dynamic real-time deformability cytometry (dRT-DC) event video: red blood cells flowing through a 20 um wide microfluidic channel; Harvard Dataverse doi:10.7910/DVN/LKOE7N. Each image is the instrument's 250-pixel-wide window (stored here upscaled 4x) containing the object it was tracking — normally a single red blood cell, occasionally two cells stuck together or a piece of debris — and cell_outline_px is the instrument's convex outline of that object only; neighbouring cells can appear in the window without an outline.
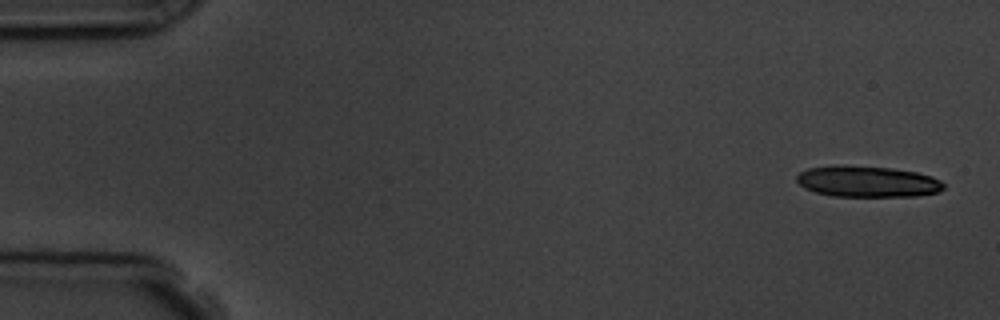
{"species": "common noctule bat (a hibernating species)", "species_latin": "Nyctalus noctula", "temperature_condition": "room temperature", "stored_images_in_passage": 5, "camera_frame_rate_fps": 3000, "um_per_image_px": 0.085, "animal": {"sex": "male", "body_mass_g": 19.5, "forearm_length_mm": 54.6}, "frame": {"image": 1, "passage_image": 1, "time_ms": 0.0, "image_size_px": [1000, 320], "cell_outline_px": [[944, 188], [936, 192], [916, 196], [832, 196], [816, 192], [804, 188], [796, 180], [796, 176], [800, 172], [808, 168], [836, 164], [844, 164], [892, 168], [916, 172], [932, 176], [940, 180], [944, 184]], "centroid_in_image_um": [73.7, 15.41], "position_along_channel_um": 11.3, "area_um2": 26.88}}